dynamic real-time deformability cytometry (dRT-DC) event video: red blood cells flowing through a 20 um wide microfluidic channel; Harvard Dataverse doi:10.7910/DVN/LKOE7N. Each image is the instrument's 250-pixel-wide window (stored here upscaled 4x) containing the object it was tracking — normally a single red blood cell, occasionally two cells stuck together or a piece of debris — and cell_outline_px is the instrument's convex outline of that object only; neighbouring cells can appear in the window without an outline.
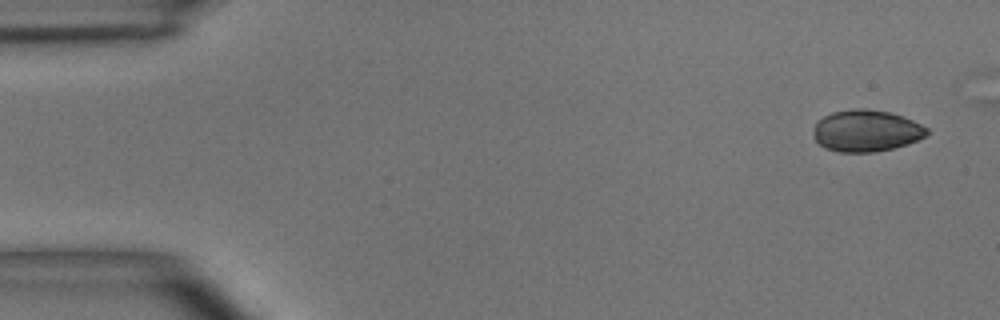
{"species": "common noctule bat (a hibernating species)", "species_latin": "Nyctalus noctula", "temperature_condition": "room temperature", "stored_images_in_passage": 6, "camera_frame_rate_fps": 3000, "um_per_image_px": 0.085, "animal": {"sex": "male", "body_mass_g": 15.6}, "frame": {"image": 1, "passage_image": 1, "time_ms": 0.0, "image_size_px": [1000, 320], "cell_outline_px": [[928, 132], [924, 136], [908, 144], [892, 148], [872, 152], [840, 152], [824, 148], [812, 136], [816, 124], [824, 116], [832, 112], [856, 108], [868, 108], [888, 112], [912, 120], [928, 128]], "centroid_in_image_um": [73.61, 11.11], "position_along_channel_um": 11.4, "area_um2": 27.34}}
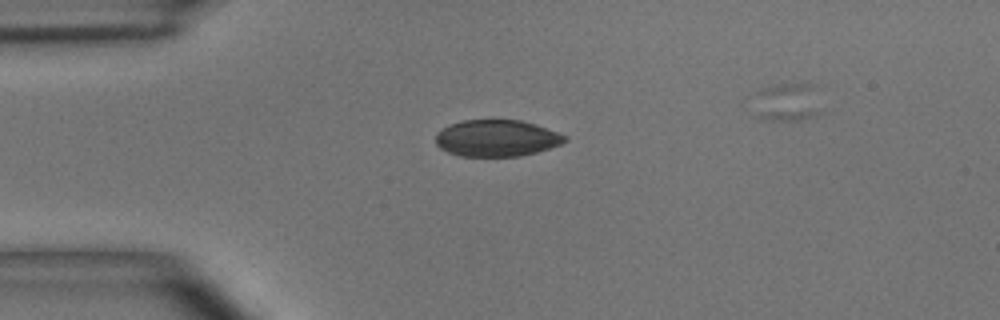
{"frame": {"image": 2, "passage_image": 4, "time_ms": 3.333, "image_size_px": [1000, 320], "cell_outline_px": [[568, 140], [560, 144], [536, 152], [520, 156], [460, 156], [448, 152], [440, 148], [436, 144], [436, 132], [448, 124], [464, 120], [520, 120], [568, 136]], "centroid_in_image_um": [42.17, 11.75], "position_along_channel_um": 42.8, "area_um2": 27.4}}
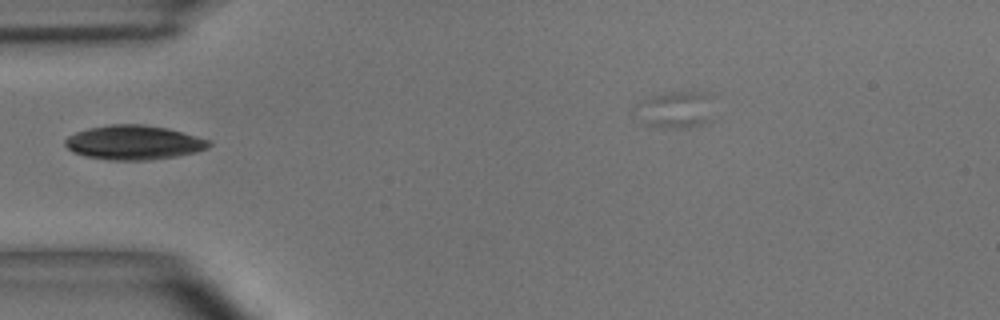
{"frame": {"image": 3, "passage_image": 5, "time_ms": 4.667, "image_size_px": [1000, 320], "cell_outline_px": [[212, 144], [208, 148], [196, 152], [176, 156], [152, 160], [108, 160], [84, 156], [72, 152], [64, 144], [64, 140], [68, 136], [76, 132], [88, 128], [112, 124], [144, 124], [168, 128], [212, 140]], "centroid_in_image_um": [11.39, 12.11], "position_along_channel_um": 73.6, "area_um2": 29.07}}